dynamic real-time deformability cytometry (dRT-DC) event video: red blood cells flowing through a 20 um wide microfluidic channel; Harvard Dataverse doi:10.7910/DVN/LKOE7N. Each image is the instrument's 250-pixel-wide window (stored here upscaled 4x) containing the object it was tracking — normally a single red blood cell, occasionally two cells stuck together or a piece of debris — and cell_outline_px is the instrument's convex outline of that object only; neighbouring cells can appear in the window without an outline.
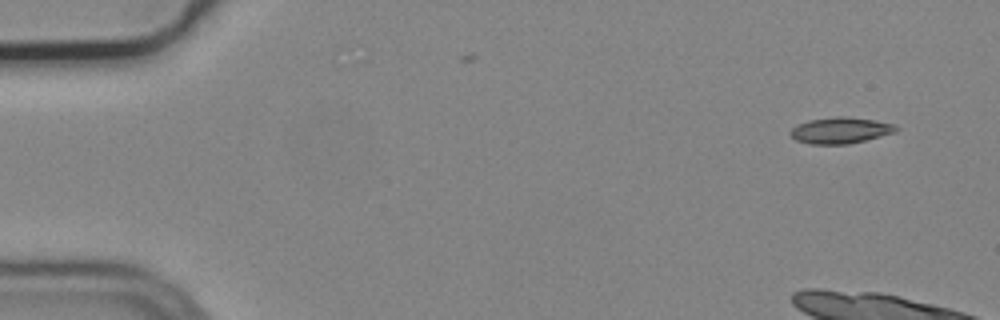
{"species": "common noctule bat (a hibernating species)", "species_latin": "Nyctalus noctula", "temperature_condition": "cold", "stored_images_in_passage": 4, "camera_frame_rate_fps": 3000, "um_per_image_px": 0.085, "animal": {"sex": "male", "body_mass_g": 19.2, "forearm_length_mm": 51.8}, "frame": {"image": 1, "passage_image": 1, "time_ms": 0.0, "image_size_px": [1000, 320], "cell_outline_px": [[900, 128], [896, 132], [848, 144], [812, 144], [796, 140], [788, 132], [796, 124], [808, 120], [836, 116], [840, 116], [876, 120], [896, 124]], "centroid_in_image_um": [71.44, 11.07], "position_along_channel_um": 13.6, "area_um2": 16.18}}